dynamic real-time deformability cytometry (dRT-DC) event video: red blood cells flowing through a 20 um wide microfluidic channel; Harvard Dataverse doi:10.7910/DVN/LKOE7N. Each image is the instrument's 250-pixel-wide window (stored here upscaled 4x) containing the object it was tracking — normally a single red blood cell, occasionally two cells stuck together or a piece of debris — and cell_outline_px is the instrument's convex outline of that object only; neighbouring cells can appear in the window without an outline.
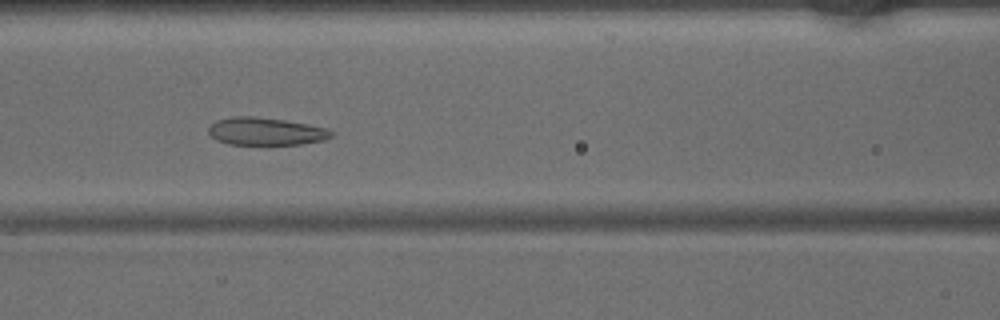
{"species": "common noctule bat (a hibernating species)", "species_latin": "Nyctalus noctula", "temperature_condition": "warm", "stored_images_in_passage": 46, "camera_frame_rate_fps": 3000, "um_per_image_px": 0.085, "animal": {"sex": "male", "body_mass_g": 15.6}, "frame": {"image": 1, "passage_image": 20, "time_ms": 6.333, "image_size_px": [1000, 320], "cell_outline_px": [[332, 136], [324, 140], [300, 144], [228, 144], [216, 140], [208, 132], [208, 128], [216, 120], [232, 116], [252, 116], [284, 120], [308, 124], [324, 128], [332, 132]], "centroid_in_image_um": [22.55, 11.16], "position_along_channel_um": 144.1, "area_um2": 19.59}}
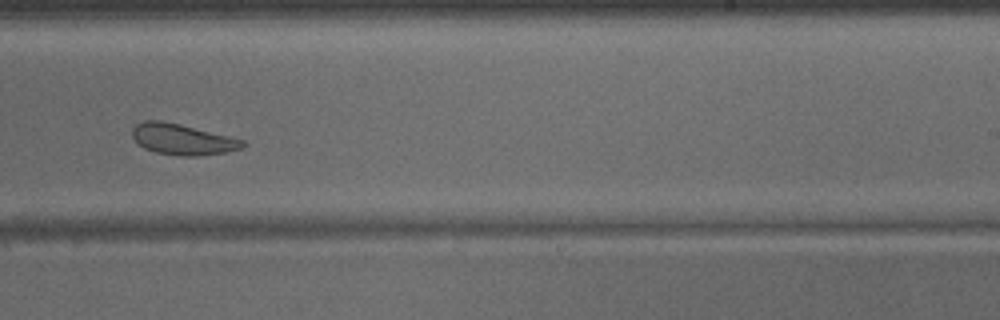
{"frame": {"image": 2, "passage_image": 29, "time_ms": 9.333, "image_size_px": [1000, 320], "cell_outline_px": [[248, 144], [240, 148], [228, 152], [196, 156], [180, 156], [156, 152], [144, 148], [132, 136], [132, 128], [136, 124], [144, 120], [160, 120], [180, 124], [244, 140]], "centroid_in_image_um": [15.51, 11.84], "position_along_channel_um": 273.5, "area_um2": 19.77}}
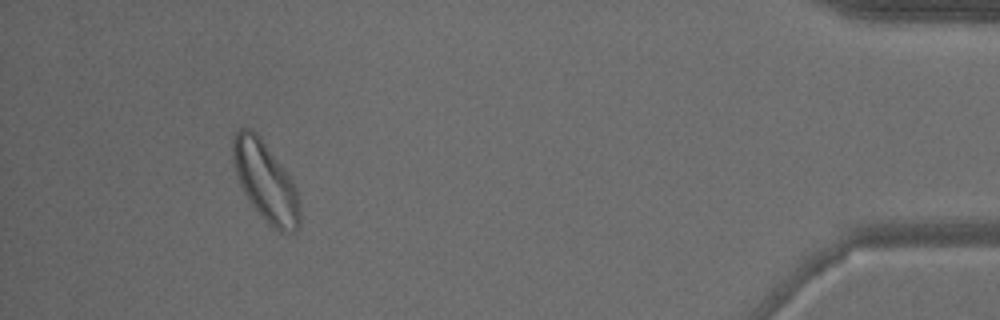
{"frame": {"image": 3, "passage_image": 43, "time_ms": 14.0, "image_size_px": [1000, 320], "cell_outline_px": [[300, 224], [296, 232], [280, 232], [272, 228], [264, 220], [252, 204], [244, 192], [236, 176], [232, 160], [232, 140], [236, 132], [240, 128], [252, 128], [260, 136], [284, 168], [292, 180], [296, 188], [300, 204]], "centroid_in_image_um": [22.57, 15.43], "position_along_channel_um": 412.6, "area_um2": 31.15}}